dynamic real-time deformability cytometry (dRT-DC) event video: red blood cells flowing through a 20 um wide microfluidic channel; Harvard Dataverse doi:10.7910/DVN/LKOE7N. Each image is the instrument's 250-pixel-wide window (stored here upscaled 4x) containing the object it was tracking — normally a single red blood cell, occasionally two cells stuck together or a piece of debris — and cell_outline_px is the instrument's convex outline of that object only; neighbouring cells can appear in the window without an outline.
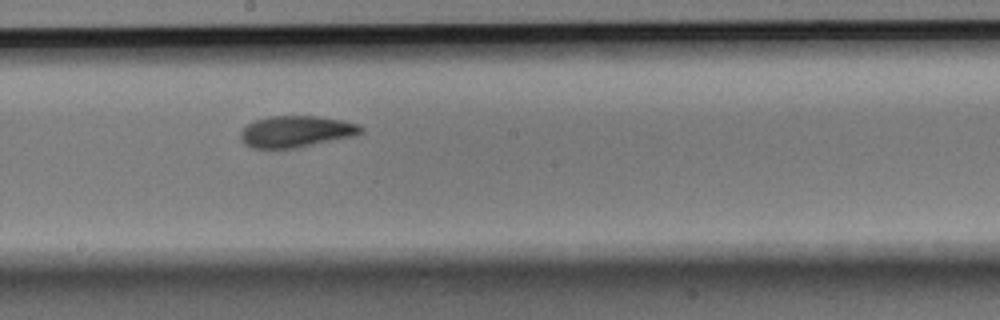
{"species": "Egyptian fruit bat (a non-hibernating species)", "species_latin": "Rousettus aegyptiacus", "temperature_condition": "room temperature", "stored_images_in_passage": 8, "camera_frame_rate_fps": 3000, "um_per_image_px": 0.085, "animal": {"sex": "male"}, "frame": {"image": 1, "passage_image": 8, "time_ms": 2.333, "image_size_px": [1000, 320], "cell_outline_px": [[364, 132], [356, 136], [296, 148], [252, 148], [244, 144], [240, 140], [240, 132], [248, 124], [256, 120], [268, 116], [316, 116], [344, 120], [360, 124], [364, 128]], "centroid_in_image_um": [25.22, 11.18], "position_along_channel_um": 223.0, "area_um2": 22.37}}